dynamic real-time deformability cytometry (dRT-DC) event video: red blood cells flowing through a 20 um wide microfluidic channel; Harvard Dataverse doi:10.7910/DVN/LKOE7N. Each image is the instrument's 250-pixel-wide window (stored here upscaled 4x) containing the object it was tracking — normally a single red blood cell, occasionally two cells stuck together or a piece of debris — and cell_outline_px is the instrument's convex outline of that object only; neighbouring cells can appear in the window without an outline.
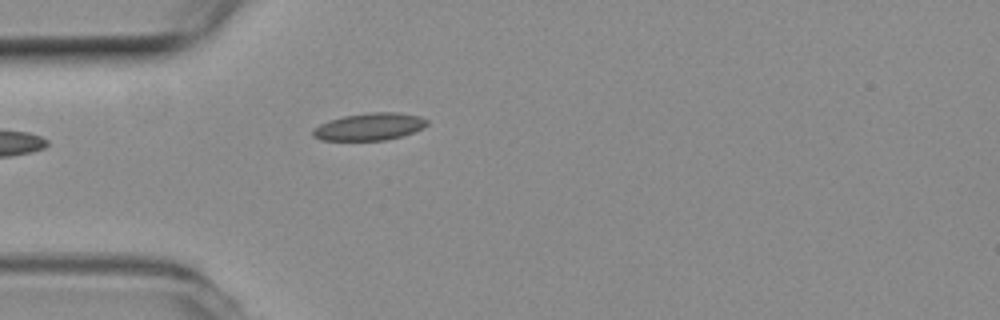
{"species": "common noctule bat (a hibernating species)", "species_latin": "Nyctalus noctula", "temperature_condition": "room temperature", "stored_images_in_passage": 2, "camera_frame_rate_fps": 3000, "um_per_image_px": 0.085, "animal": {"sex": "female", "body_mass_g": 19.3, "forearm_length_mm": 54.1}, "frame": {"image": 1, "passage_image": 2, "time_ms": 0.333, "image_size_px": [1000, 320], "cell_outline_px": [[428, 124], [424, 128], [400, 136], [384, 140], [320, 140], [312, 136], [312, 128], [328, 120], [344, 116], [368, 112], [396, 112], [420, 116], [428, 120]], "centroid_in_image_um": [31.38, 10.76], "position_along_channel_um": 53.6, "area_um2": 18.21}}